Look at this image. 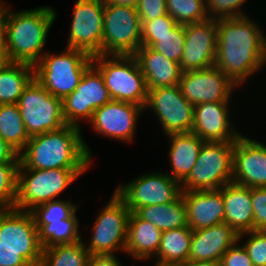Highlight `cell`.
Here are the masks:
<instances>
[{"instance_id":"1","label":"cell","mask_w":266,"mask_h":266,"mask_svg":"<svg viewBox=\"0 0 266 266\" xmlns=\"http://www.w3.org/2000/svg\"><path fill=\"white\" fill-rule=\"evenodd\" d=\"M216 21L215 66L236 86H241L266 64V37L249 16Z\"/></svg>"},{"instance_id":"2","label":"cell","mask_w":266,"mask_h":266,"mask_svg":"<svg viewBox=\"0 0 266 266\" xmlns=\"http://www.w3.org/2000/svg\"><path fill=\"white\" fill-rule=\"evenodd\" d=\"M81 132L77 126L65 125L31 136L19 155L18 169H88L92 152Z\"/></svg>"},{"instance_id":"3","label":"cell","mask_w":266,"mask_h":266,"mask_svg":"<svg viewBox=\"0 0 266 266\" xmlns=\"http://www.w3.org/2000/svg\"><path fill=\"white\" fill-rule=\"evenodd\" d=\"M7 11L3 23V52L6 61L35 66L43 56L49 29L57 13L52 7Z\"/></svg>"},{"instance_id":"4","label":"cell","mask_w":266,"mask_h":266,"mask_svg":"<svg viewBox=\"0 0 266 266\" xmlns=\"http://www.w3.org/2000/svg\"><path fill=\"white\" fill-rule=\"evenodd\" d=\"M92 64L102 74L112 100L133 103L145 108L148 89L134 55H96L92 57Z\"/></svg>"},{"instance_id":"5","label":"cell","mask_w":266,"mask_h":266,"mask_svg":"<svg viewBox=\"0 0 266 266\" xmlns=\"http://www.w3.org/2000/svg\"><path fill=\"white\" fill-rule=\"evenodd\" d=\"M65 49L59 54L44 53L34 66V79L62 100L76 90L83 73L92 64V56L86 52Z\"/></svg>"},{"instance_id":"6","label":"cell","mask_w":266,"mask_h":266,"mask_svg":"<svg viewBox=\"0 0 266 266\" xmlns=\"http://www.w3.org/2000/svg\"><path fill=\"white\" fill-rule=\"evenodd\" d=\"M88 169H18L15 209L31 211L56 200L67 187Z\"/></svg>"},{"instance_id":"7","label":"cell","mask_w":266,"mask_h":266,"mask_svg":"<svg viewBox=\"0 0 266 266\" xmlns=\"http://www.w3.org/2000/svg\"><path fill=\"white\" fill-rule=\"evenodd\" d=\"M235 141L205 142L182 191L217 190L232 182Z\"/></svg>"},{"instance_id":"8","label":"cell","mask_w":266,"mask_h":266,"mask_svg":"<svg viewBox=\"0 0 266 266\" xmlns=\"http://www.w3.org/2000/svg\"><path fill=\"white\" fill-rule=\"evenodd\" d=\"M142 46V25L136 8L104 4L102 55H134Z\"/></svg>"},{"instance_id":"9","label":"cell","mask_w":266,"mask_h":266,"mask_svg":"<svg viewBox=\"0 0 266 266\" xmlns=\"http://www.w3.org/2000/svg\"><path fill=\"white\" fill-rule=\"evenodd\" d=\"M17 105L30 137L67 125L63 117L62 99L48 92L35 79L24 89Z\"/></svg>"},{"instance_id":"10","label":"cell","mask_w":266,"mask_h":266,"mask_svg":"<svg viewBox=\"0 0 266 266\" xmlns=\"http://www.w3.org/2000/svg\"><path fill=\"white\" fill-rule=\"evenodd\" d=\"M130 209L115 193L105 205L92 226V237L88 247L90 255H114L118 250L125 252Z\"/></svg>"},{"instance_id":"11","label":"cell","mask_w":266,"mask_h":266,"mask_svg":"<svg viewBox=\"0 0 266 266\" xmlns=\"http://www.w3.org/2000/svg\"><path fill=\"white\" fill-rule=\"evenodd\" d=\"M128 206L130 212L147 205L171 203L181 196V184L167 172L140 175L114 191Z\"/></svg>"},{"instance_id":"12","label":"cell","mask_w":266,"mask_h":266,"mask_svg":"<svg viewBox=\"0 0 266 266\" xmlns=\"http://www.w3.org/2000/svg\"><path fill=\"white\" fill-rule=\"evenodd\" d=\"M112 99L100 71L91 64L83 73L76 90L62 100L67 125L81 127L79 121L92 120L94 111Z\"/></svg>"},{"instance_id":"13","label":"cell","mask_w":266,"mask_h":266,"mask_svg":"<svg viewBox=\"0 0 266 266\" xmlns=\"http://www.w3.org/2000/svg\"><path fill=\"white\" fill-rule=\"evenodd\" d=\"M0 242L17 250L32 266H39L43 247L31 211L0 210Z\"/></svg>"},{"instance_id":"14","label":"cell","mask_w":266,"mask_h":266,"mask_svg":"<svg viewBox=\"0 0 266 266\" xmlns=\"http://www.w3.org/2000/svg\"><path fill=\"white\" fill-rule=\"evenodd\" d=\"M105 0H77L73 11L68 43L90 56L102 55Z\"/></svg>"},{"instance_id":"15","label":"cell","mask_w":266,"mask_h":266,"mask_svg":"<svg viewBox=\"0 0 266 266\" xmlns=\"http://www.w3.org/2000/svg\"><path fill=\"white\" fill-rule=\"evenodd\" d=\"M157 115L165 135L191 132L194 105L185 99L180 85L148 90L145 106Z\"/></svg>"},{"instance_id":"16","label":"cell","mask_w":266,"mask_h":266,"mask_svg":"<svg viewBox=\"0 0 266 266\" xmlns=\"http://www.w3.org/2000/svg\"><path fill=\"white\" fill-rule=\"evenodd\" d=\"M179 85L185 99L194 106L205 102H230L237 87L216 66L183 72Z\"/></svg>"},{"instance_id":"17","label":"cell","mask_w":266,"mask_h":266,"mask_svg":"<svg viewBox=\"0 0 266 266\" xmlns=\"http://www.w3.org/2000/svg\"><path fill=\"white\" fill-rule=\"evenodd\" d=\"M217 40L215 19L185 25V47L179 63L182 73L215 66Z\"/></svg>"},{"instance_id":"18","label":"cell","mask_w":266,"mask_h":266,"mask_svg":"<svg viewBox=\"0 0 266 266\" xmlns=\"http://www.w3.org/2000/svg\"><path fill=\"white\" fill-rule=\"evenodd\" d=\"M144 110L142 106L133 103L111 100L94 111L90 124L97 134L132 142L137 120Z\"/></svg>"},{"instance_id":"19","label":"cell","mask_w":266,"mask_h":266,"mask_svg":"<svg viewBox=\"0 0 266 266\" xmlns=\"http://www.w3.org/2000/svg\"><path fill=\"white\" fill-rule=\"evenodd\" d=\"M232 182L250 188L266 187V145L241 135L235 140Z\"/></svg>"},{"instance_id":"20","label":"cell","mask_w":266,"mask_h":266,"mask_svg":"<svg viewBox=\"0 0 266 266\" xmlns=\"http://www.w3.org/2000/svg\"><path fill=\"white\" fill-rule=\"evenodd\" d=\"M229 102H205L194 106L191 132L204 142L235 141L242 134L230 122Z\"/></svg>"},{"instance_id":"21","label":"cell","mask_w":266,"mask_h":266,"mask_svg":"<svg viewBox=\"0 0 266 266\" xmlns=\"http://www.w3.org/2000/svg\"><path fill=\"white\" fill-rule=\"evenodd\" d=\"M181 196L186 205L187 224L193 231L224 223L222 188L182 191Z\"/></svg>"},{"instance_id":"22","label":"cell","mask_w":266,"mask_h":266,"mask_svg":"<svg viewBox=\"0 0 266 266\" xmlns=\"http://www.w3.org/2000/svg\"><path fill=\"white\" fill-rule=\"evenodd\" d=\"M239 234L227 223L193 231L189 260L218 263L238 241Z\"/></svg>"},{"instance_id":"23","label":"cell","mask_w":266,"mask_h":266,"mask_svg":"<svg viewBox=\"0 0 266 266\" xmlns=\"http://www.w3.org/2000/svg\"><path fill=\"white\" fill-rule=\"evenodd\" d=\"M145 77L147 89L172 87L180 83L179 63L165 58L149 46H141L134 54Z\"/></svg>"},{"instance_id":"24","label":"cell","mask_w":266,"mask_h":266,"mask_svg":"<svg viewBox=\"0 0 266 266\" xmlns=\"http://www.w3.org/2000/svg\"><path fill=\"white\" fill-rule=\"evenodd\" d=\"M224 223L238 234L254 230L251 188L230 182L222 187Z\"/></svg>"},{"instance_id":"25","label":"cell","mask_w":266,"mask_h":266,"mask_svg":"<svg viewBox=\"0 0 266 266\" xmlns=\"http://www.w3.org/2000/svg\"><path fill=\"white\" fill-rule=\"evenodd\" d=\"M166 136L170 139L168 156L172 168L168 174L181 184L189 176L205 142L193 132L171 133Z\"/></svg>"},{"instance_id":"26","label":"cell","mask_w":266,"mask_h":266,"mask_svg":"<svg viewBox=\"0 0 266 266\" xmlns=\"http://www.w3.org/2000/svg\"><path fill=\"white\" fill-rule=\"evenodd\" d=\"M162 231L150 222L131 212L128 219L125 253L137 260L157 256ZM155 255V256H154Z\"/></svg>"},{"instance_id":"27","label":"cell","mask_w":266,"mask_h":266,"mask_svg":"<svg viewBox=\"0 0 266 266\" xmlns=\"http://www.w3.org/2000/svg\"><path fill=\"white\" fill-rule=\"evenodd\" d=\"M34 79V66L4 61L0 65V104H17L24 89Z\"/></svg>"},{"instance_id":"28","label":"cell","mask_w":266,"mask_h":266,"mask_svg":"<svg viewBox=\"0 0 266 266\" xmlns=\"http://www.w3.org/2000/svg\"><path fill=\"white\" fill-rule=\"evenodd\" d=\"M193 230L184 226L161 234L156 265L169 266L189 260Z\"/></svg>"},{"instance_id":"29","label":"cell","mask_w":266,"mask_h":266,"mask_svg":"<svg viewBox=\"0 0 266 266\" xmlns=\"http://www.w3.org/2000/svg\"><path fill=\"white\" fill-rule=\"evenodd\" d=\"M135 213L141 219L150 222L162 232L188 225L186 205L182 196L171 203L147 205L138 208Z\"/></svg>"},{"instance_id":"30","label":"cell","mask_w":266,"mask_h":266,"mask_svg":"<svg viewBox=\"0 0 266 266\" xmlns=\"http://www.w3.org/2000/svg\"><path fill=\"white\" fill-rule=\"evenodd\" d=\"M0 138L19 155L30 139L17 104H0Z\"/></svg>"},{"instance_id":"31","label":"cell","mask_w":266,"mask_h":266,"mask_svg":"<svg viewBox=\"0 0 266 266\" xmlns=\"http://www.w3.org/2000/svg\"><path fill=\"white\" fill-rule=\"evenodd\" d=\"M79 219L76 211L62 222H53L50 224H36L39 231V241L43 248L54 245L74 244L81 241L82 236L79 233Z\"/></svg>"},{"instance_id":"32","label":"cell","mask_w":266,"mask_h":266,"mask_svg":"<svg viewBox=\"0 0 266 266\" xmlns=\"http://www.w3.org/2000/svg\"><path fill=\"white\" fill-rule=\"evenodd\" d=\"M82 240L43 248L39 266H86L90 256Z\"/></svg>"},{"instance_id":"33","label":"cell","mask_w":266,"mask_h":266,"mask_svg":"<svg viewBox=\"0 0 266 266\" xmlns=\"http://www.w3.org/2000/svg\"><path fill=\"white\" fill-rule=\"evenodd\" d=\"M167 13L179 25H188L208 19L206 0H166Z\"/></svg>"},{"instance_id":"34","label":"cell","mask_w":266,"mask_h":266,"mask_svg":"<svg viewBox=\"0 0 266 266\" xmlns=\"http://www.w3.org/2000/svg\"><path fill=\"white\" fill-rule=\"evenodd\" d=\"M77 205L71 201L52 200L36 206L31 213L35 219L36 224H50L53 222H62V220L69 218L75 211Z\"/></svg>"},{"instance_id":"35","label":"cell","mask_w":266,"mask_h":266,"mask_svg":"<svg viewBox=\"0 0 266 266\" xmlns=\"http://www.w3.org/2000/svg\"><path fill=\"white\" fill-rule=\"evenodd\" d=\"M185 47V25H177L171 33L156 36V42L151 48L161 53L165 58L180 63Z\"/></svg>"},{"instance_id":"36","label":"cell","mask_w":266,"mask_h":266,"mask_svg":"<svg viewBox=\"0 0 266 266\" xmlns=\"http://www.w3.org/2000/svg\"><path fill=\"white\" fill-rule=\"evenodd\" d=\"M19 163H0V210L15 209Z\"/></svg>"},{"instance_id":"37","label":"cell","mask_w":266,"mask_h":266,"mask_svg":"<svg viewBox=\"0 0 266 266\" xmlns=\"http://www.w3.org/2000/svg\"><path fill=\"white\" fill-rule=\"evenodd\" d=\"M245 235L248 238L243 244L253 266H266V231L252 230L239 234L238 241Z\"/></svg>"},{"instance_id":"38","label":"cell","mask_w":266,"mask_h":266,"mask_svg":"<svg viewBox=\"0 0 266 266\" xmlns=\"http://www.w3.org/2000/svg\"><path fill=\"white\" fill-rule=\"evenodd\" d=\"M177 25V22L168 13L144 22L142 24V46L151 47L156 42V36L171 33Z\"/></svg>"},{"instance_id":"39","label":"cell","mask_w":266,"mask_h":266,"mask_svg":"<svg viewBox=\"0 0 266 266\" xmlns=\"http://www.w3.org/2000/svg\"><path fill=\"white\" fill-rule=\"evenodd\" d=\"M246 0H206L208 19L238 18L247 16L241 12V6ZM240 8V9H239Z\"/></svg>"},{"instance_id":"40","label":"cell","mask_w":266,"mask_h":266,"mask_svg":"<svg viewBox=\"0 0 266 266\" xmlns=\"http://www.w3.org/2000/svg\"><path fill=\"white\" fill-rule=\"evenodd\" d=\"M254 230L266 231V187L251 188Z\"/></svg>"},{"instance_id":"41","label":"cell","mask_w":266,"mask_h":266,"mask_svg":"<svg viewBox=\"0 0 266 266\" xmlns=\"http://www.w3.org/2000/svg\"><path fill=\"white\" fill-rule=\"evenodd\" d=\"M136 10L142 25L146 21L166 15L167 3L166 0H139Z\"/></svg>"},{"instance_id":"42","label":"cell","mask_w":266,"mask_h":266,"mask_svg":"<svg viewBox=\"0 0 266 266\" xmlns=\"http://www.w3.org/2000/svg\"><path fill=\"white\" fill-rule=\"evenodd\" d=\"M238 243L240 242L237 241L222 255L220 266H253L246 249Z\"/></svg>"},{"instance_id":"43","label":"cell","mask_w":266,"mask_h":266,"mask_svg":"<svg viewBox=\"0 0 266 266\" xmlns=\"http://www.w3.org/2000/svg\"><path fill=\"white\" fill-rule=\"evenodd\" d=\"M0 266H32L18 251L0 242Z\"/></svg>"},{"instance_id":"44","label":"cell","mask_w":266,"mask_h":266,"mask_svg":"<svg viewBox=\"0 0 266 266\" xmlns=\"http://www.w3.org/2000/svg\"><path fill=\"white\" fill-rule=\"evenodd\" d=\"M117 255H90L86 266H122Z\"/></svg>"},{"instance_id":"45","label":"cell","mask_w":266,"mask_h":266,"mask_svg":"<svg viewBox=\"0 0 266 266\" xmlns=\"http://www.w3.org/2000/svg\"><path fill=\"white\" fill-rule=\"evenodd\" d=\"M19 154L0 138V163H19Z\"/></svg>"},{"instance_id":"46","label":"cell","mask_w":266,"mask_h":266,"mask_svg":"<svg viewBox=\"0 0 266 266\" xmlns=\"http://www.w3.org/2000/svg\"><path fill=\"white\" fill-rule=\"evenodd\" d=\"M218 263L211 262V261H192L187 260L184 262L175 263L169 266H218Z\"/></svg>"},{"instance_id":"47","label":"cell","mask_w":266,"mask_h":266,"mask_svg":"<svg viewBox=\"0 0 266 266\" xmlns=\"http://www.w3.org/2000/svg\"><path fill=\"white\" fill-rule=\"evenodd\" d=\"M7 7L8 6L0 0V44H3V23Z\"/></svg>"},{"instance_id":"48","label":"cell","mask_w":266,"mask_h":266,"mask_svg":"<svg viewBox=\"0 0 266 266\" xmlns=\"http://www.w3.org/2000/svg\"><path fill=\"white\" fill-rule=\"evenodd\" d=\"M109 4H117L136 8L139 0H105Z\"/></svg>"},{"instance_id":"49","label":"cell","mask_w":266,"mask_h":266,"mask_svg":"<svg viewBox=\"0 0 266 266\" xmlns=\"http://www.w3.org/2000/svg\"><path fill=\"white\" fill-rule=\"evenodd\" d=\"M6 61L4 57V52H3V44H0V65Z\"/></svg>"}]
</instances>
